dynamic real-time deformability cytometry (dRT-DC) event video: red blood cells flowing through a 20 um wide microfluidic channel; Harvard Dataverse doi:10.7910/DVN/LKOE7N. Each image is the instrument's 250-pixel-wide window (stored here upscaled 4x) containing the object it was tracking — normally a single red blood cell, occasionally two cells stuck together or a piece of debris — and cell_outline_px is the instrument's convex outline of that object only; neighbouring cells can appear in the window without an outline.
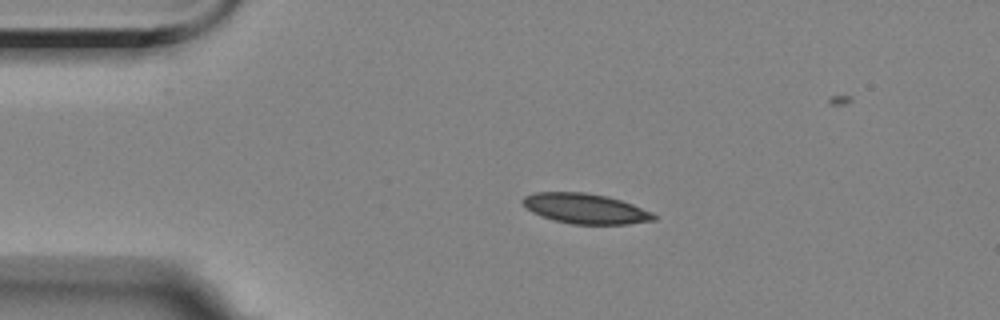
{"species": "Egyptian fruit bat (a non-hibernating species)", "species_latin": "Rousettus aegyptiacus", "temperature_condition": "room temperature", "stored_images_in_passage": 6, "camera_frame_rate_fps": 3000, "um_per_image_px": 0.085, "animal": {"sex": "female"}, "frame": {"image": 1, "passage_image": 4, "time_ms": 3.667, "image_size_px": [1000, 320], "cell_outline_px": [[656, 220], [628, 224], [572, 224], [552, 220], [540, 216], [532, 212], [520, 200], [524, 196], [532, 192], [584, 192], [608, 196], [632, 204], [652, 212], [656, 216]], "centroid_in_image_um": [49.74, 17.73], "position_along_channel_um": 35.3, "area_um2": 23.12}}